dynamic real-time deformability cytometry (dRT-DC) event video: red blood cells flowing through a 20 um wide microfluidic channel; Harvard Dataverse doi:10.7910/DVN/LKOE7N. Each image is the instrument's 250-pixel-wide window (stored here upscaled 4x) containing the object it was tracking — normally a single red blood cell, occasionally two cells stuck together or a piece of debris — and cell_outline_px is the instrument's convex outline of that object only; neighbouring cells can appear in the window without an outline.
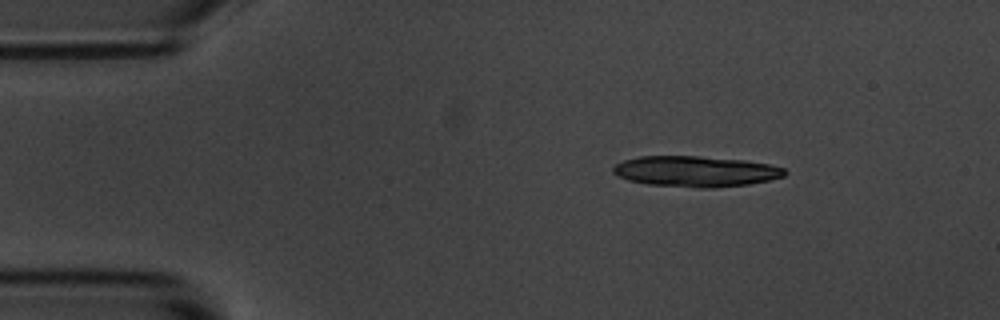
{"species": "common noctule bat (a hibernating species)", "species_latin": "Nyctalus noctula", "temperature_condition": "room temperature", "stored_images_in_passage": 3, "camera_frame_rate_fps": 3000, "um_per_image_px": 0.085, "animal": {"sex": "male", "body_mass_g": 20.1, "forearm_length_mm": 53.5}, "frame": {"image": 1, "passage_image": 1, "time_ms": 0.0, "image_size_px": [1000, 320], "cell_outline_px": [[788, 172], [784, 176], [768, 180], [748, 184], [712, 188], [700, 188], [648, 184], [628, 180], [612, 172], [612, 168], [616, 164], [624, 160], [640, 156], [700, 156], [744, 160], [768, 164], [784, 168]], "centroid_in_image_um": [59.13, 14.56], "position_along_channel_um": 25.9, "area_um2": 30.63}}